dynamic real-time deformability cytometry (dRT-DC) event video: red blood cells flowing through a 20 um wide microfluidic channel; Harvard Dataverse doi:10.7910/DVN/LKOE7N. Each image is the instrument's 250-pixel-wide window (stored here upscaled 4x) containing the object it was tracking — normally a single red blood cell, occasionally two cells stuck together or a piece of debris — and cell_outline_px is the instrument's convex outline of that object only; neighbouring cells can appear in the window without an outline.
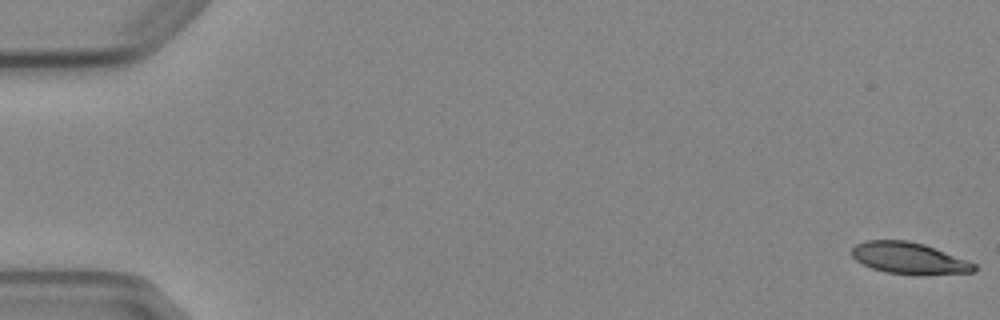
{"species": "Egyptian fruit bat (a non-hibernating species)", "species_latin": "Rousettus aegyptiacus", "temperature_condition": "cold", "stored_images_in_passage": 5, "camera_frame_rate_fps": 3000, "um_per_image_px": 0.085, "animal": {"sex": "female"}, "frame": {"image": 1, "passage_image": 1, "time_ms": 0.0, "image_size_px": [1000, 320], "cell_outline_px": [[976, 272], [920, 276], [884, 272], [872, 268], [856, 260], [852, 256], [852, 248], [856, 244], [868, 240], [908, 240], [924, 244], [968, 260], [976, 264]], "centroid_in_image_um": [77.32, 21.97], "position_along_channel_um": 7.7, "area_um2": 22.83}}
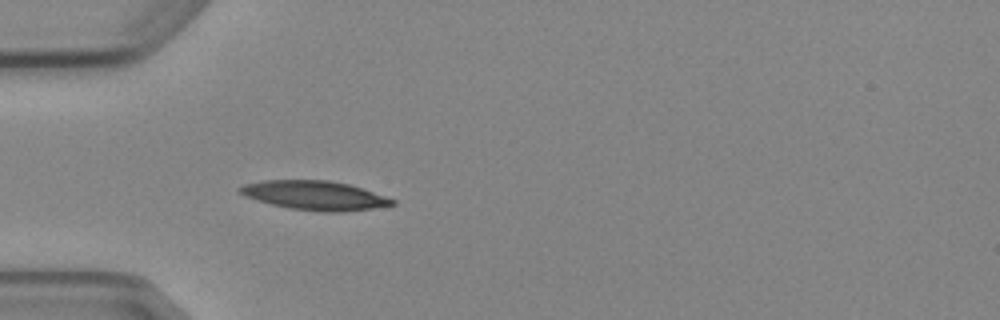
{"frame": {"image": 2, "passage_image": 5, "time_ms": 5.333, "image_size_px": [1000, 320], "cell_outline_px": [[396, 204], [372, 208], [340, 212], [324, 212], [292, 208], [272, 204], [244, 196], [236, 188], [244, 184], [264, 180], [328, 180], [348, 184], [396, 200]], "centroid_in_image_um": [26.72, 16.6], "position_along_channel_um": 58.3, "area_um2": 25.49}}